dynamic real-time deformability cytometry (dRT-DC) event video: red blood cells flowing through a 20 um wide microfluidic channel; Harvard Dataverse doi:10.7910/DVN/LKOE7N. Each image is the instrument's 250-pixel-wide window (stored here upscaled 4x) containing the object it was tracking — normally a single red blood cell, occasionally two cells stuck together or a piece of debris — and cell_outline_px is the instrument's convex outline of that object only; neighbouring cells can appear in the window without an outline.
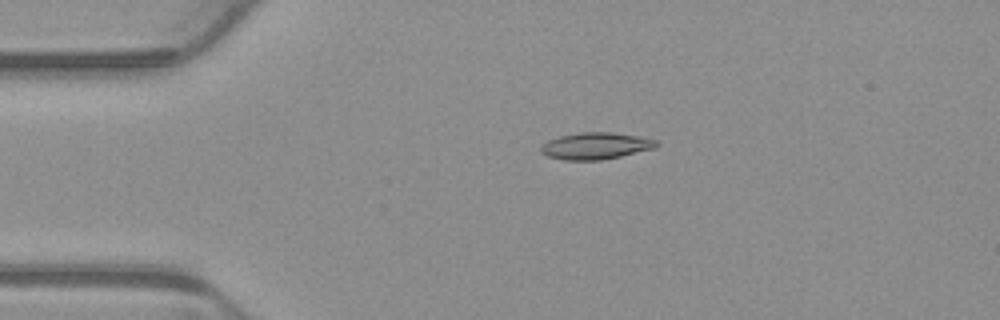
{"species": "common noctule bat (a hibernating species)", "species_latin": "Nyctalus noctula", "temperature_condition": "warm", "stored_images_in_passage": 4, "camera_frame_rate_fps": 3000, "um_per_image_px": 0.085, "animal": {"sex": "male", "body_mass_g": 23.1, "forearm_length_mm": 52.7}, "frame": {"image": 1, "passage_image": 3, "time_ms": 0.667, "image_size_px": [1000, 320], "cell_outline_px": [[660, 144], [656, 148], [620, 156], [600, 160], [564, 160], [548, 156], [540, 152], [540, 148], [548, 140], [560, 136], [580, 132], [612, 132], [640, 136], [656, 140]], "centroid_in_image_um": [50.66, 12.39], "position_along_channel_um": 34.3, "area_um2": 18.03}}